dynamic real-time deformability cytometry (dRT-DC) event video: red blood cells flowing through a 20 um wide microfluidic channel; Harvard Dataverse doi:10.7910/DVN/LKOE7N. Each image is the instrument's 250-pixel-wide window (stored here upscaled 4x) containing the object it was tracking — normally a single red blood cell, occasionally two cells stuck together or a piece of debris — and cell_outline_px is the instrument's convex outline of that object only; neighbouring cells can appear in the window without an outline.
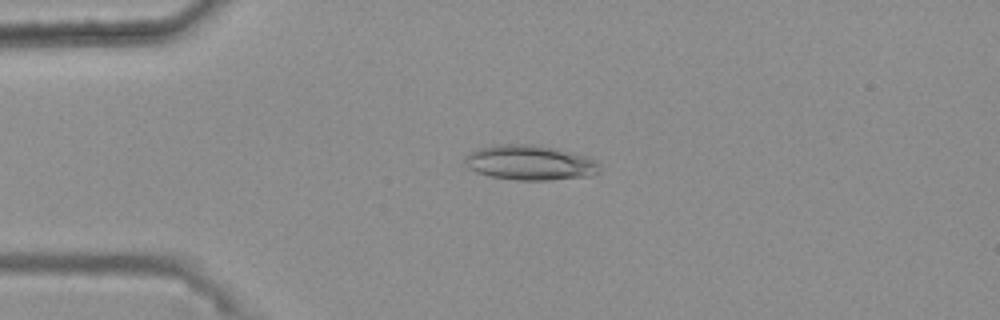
{"species": "common noctule bat (a hibernating species)", "species_latin": "Nyctalus noctula", "temperature_condition": "warm", "stored_images_in_passage": 46, "camera_frame_rate_fps": 3000, "um_per_image_px": 0.085, "animal": {"sex": "female", "body_mass_g": 25.1}, "frame": {"image": 1, "passage_image": 12, "time_ms": 3.667, "image_size_px": [1000, 320], "cell_outline_px": [[600, 164], [596, 172], [592, 176], [548, 180], [516, 180], [488, 176], [476, 172], [468, 168], [464, 164], [464, 156], [476, 148], [492, 144], [532, 144], [556, 148], [588, 156], [596, 160]], "centroid_in_image_um": [45.0, 13.81], "position_along_channel_um": 40.0, "area_um2": 27.86}}
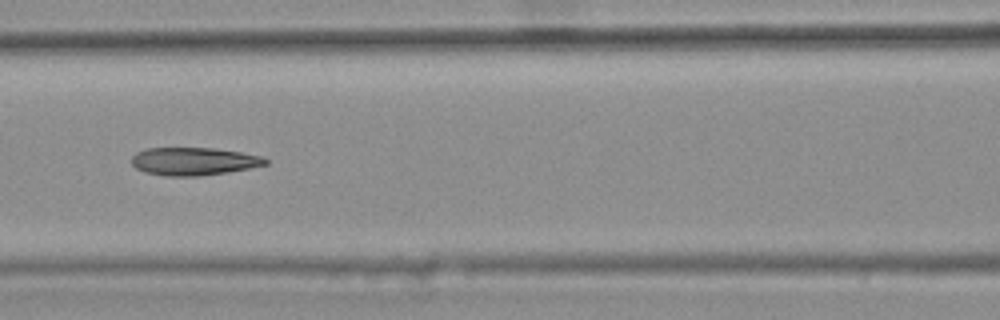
{"frame": {"image": 2, "passage_image": 23, "time_ms": 7.333, "image_size_px": [1000, 320], "cell_outline_px": [[268, 164], [228, 172], [200, 176], [164, 176], [144, 172], [136, 168], [132, 164], [132, 156], [136, 152], [148, 148], [212, 148], [240, 152], [264, 156], [268, 160]], "centroid_in_image_um": [16.47, 13.71], "position_along_channel_um": 150.1, "area_um2": 21.79}}
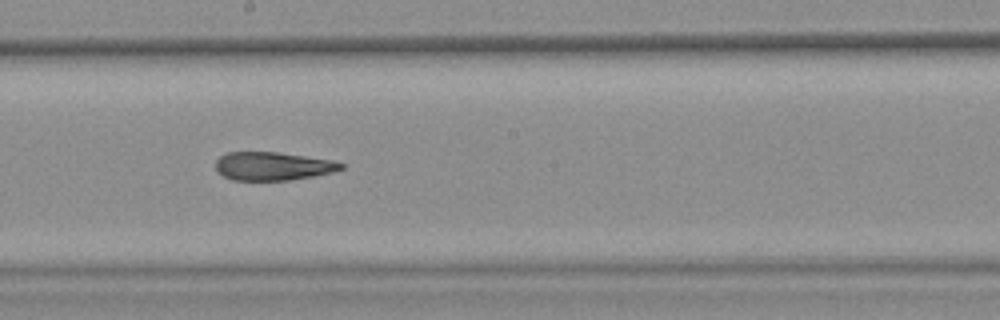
{"frame": {"image": 3, "passage_image": 29, "time_ms": 9.333, "image_size_px": [1000, 320], "cell_outline_px": [[344, 168], [332, 172], [312, 176], [288, 180], [232, 180], [216, 172], [216, 160], [220, 156], [228, 152], [276, 152], [336, 160], [344, 164]], "centroid_in_image_um": [23.19, 14.12], "position_along_channel_um": 225.0, "area_um2": 20.75}, "authors_computed_cell_mechanics": {"area_um2": 22.3397, "velocity_mm_per_s": 3.762, "shape_relaxation_time_tau1_ms": null, "shape_relaxation_time_tau2_ms": 3.9834, "deformation_change_tau1": null, "deformation_change_tau2": 0.1301}}